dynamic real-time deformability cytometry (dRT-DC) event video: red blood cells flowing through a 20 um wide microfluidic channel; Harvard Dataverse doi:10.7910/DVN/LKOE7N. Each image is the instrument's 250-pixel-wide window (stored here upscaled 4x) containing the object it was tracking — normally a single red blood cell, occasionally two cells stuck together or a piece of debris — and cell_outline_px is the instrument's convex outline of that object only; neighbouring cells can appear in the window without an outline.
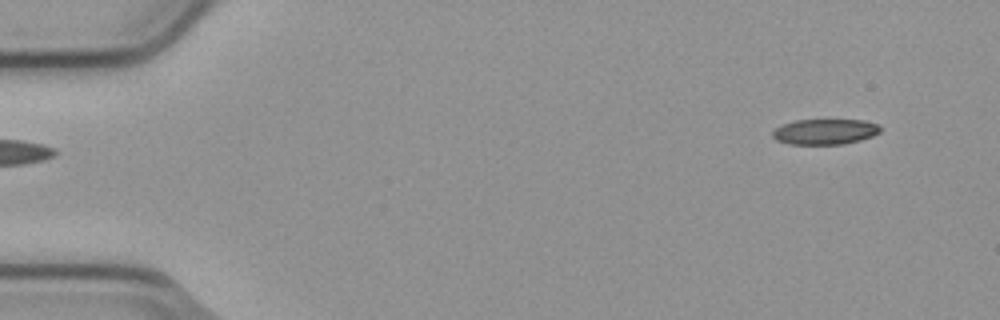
{"species": "common noctule bat (a hibernating species)", "species_latin": "Nyctalus noctula", "temperature_condition": "cold", "stored_images_in_passage": 5, "segment_of_instrument_passage": [2, 2], "camera_frame_rate_fps": 3000, "um_per_image_px": 0.085, "animal": {"sex": "male", "body_mass_g": 23.1, "forearm_length_mm": 52.7}, "frame": {"image": 1, "passage_image": 5, "time_ms": 1.333, "image_size_px": [1000, 320], "cell_outline_px": [[880, 132], [872, 136], [860, 140], [840, 144], [788, 144], [776, 140], [772, 136], [772, 132], [776, 128], [784, 124], [796, 120], [864, 120], [876, 124], [880, 128]], "centroid_in_image_um": [70.1, 11.19], "position_along_channel_um": 14.9, "area_um2": 15.84}}